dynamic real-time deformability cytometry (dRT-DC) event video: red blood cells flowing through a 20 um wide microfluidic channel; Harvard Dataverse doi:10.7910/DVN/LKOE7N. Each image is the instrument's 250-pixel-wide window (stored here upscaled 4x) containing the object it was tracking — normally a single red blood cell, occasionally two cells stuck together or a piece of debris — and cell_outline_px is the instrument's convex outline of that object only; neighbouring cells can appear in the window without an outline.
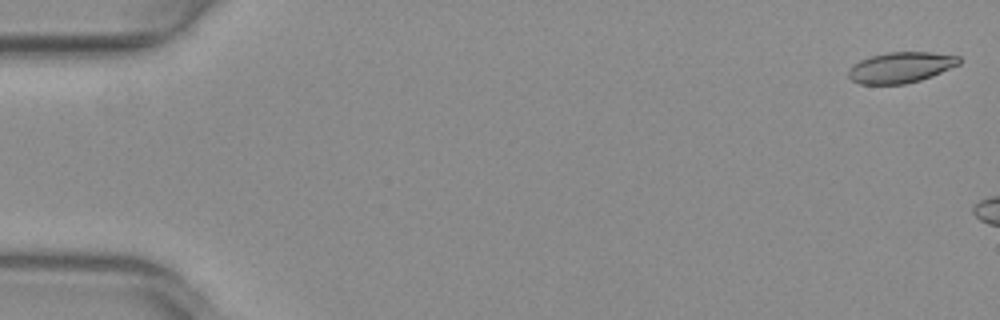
{"species": "common noctule bat (a hibernating species)", "species_latin": "Nyctalus noctula", "temperature_condition": "warm", "stored_images_in_passage": 6, "camera_frame_rate_fps": 3000, "um_per_image_px": 0.085, "animal": {"sex": "female", "body_mass_g": 29.2, "forearm_length_mm": 56.3}, "frame": {"image": 1, "passage_image": 1, "time_ms": 0.0, "image_size_px": [1000, 320], "cell_outline_px": [[960, 64], [932, 76], [920, 80], [904, 84], [860, 84], [852, 80], [848, 76], [848, 68], [852, 64], [860, 60], [872, 56], [888, 52], [928, 52], [960, 56]], "centroid_in_image_um": [76.55, 5.73], "position_along_channel_um": 8.5, "area_um2": 19.83}}